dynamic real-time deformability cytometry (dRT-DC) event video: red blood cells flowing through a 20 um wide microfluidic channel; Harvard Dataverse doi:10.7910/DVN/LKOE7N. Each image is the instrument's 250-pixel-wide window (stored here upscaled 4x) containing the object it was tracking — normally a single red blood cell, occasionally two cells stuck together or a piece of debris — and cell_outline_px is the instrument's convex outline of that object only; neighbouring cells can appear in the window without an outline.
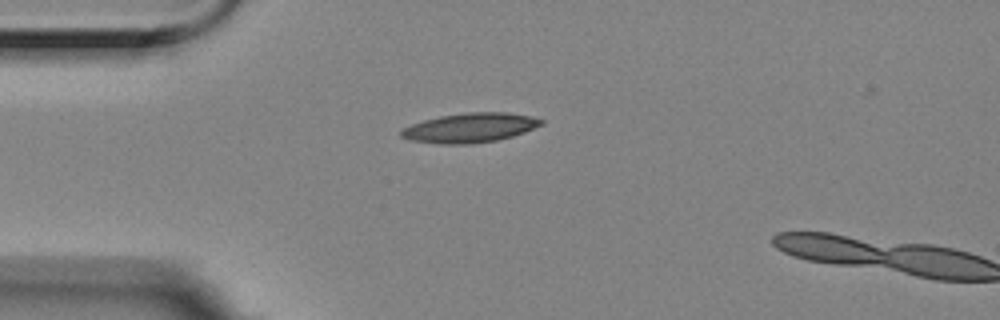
{"species": "Egyptian fruit bat (a non-hibernating species)", "species_latin": "Rousettus aegyptiacus", "temperature_condition": "room temperature", "stored_images_in_passage": 3, "camera_frame_rate_fps": 3000, "um_per_image_px": 0.085, "animal": {"sex": "female"}, "frame": {"image": 1, "passage_image": 1, "time_ms": 0.0, "image_size_px": [1000, 320], "cell_outline_px": [[544, 124], [524, 132], [512, 136], [496, 140], [472, 144], [440, 144], [412, 140], [400, 136], [400, 128], [424, 120], [440, 116], [464, 112], [508, 112], [532, 116], [544, 120]], "centroid_in_image_um": [39.95, 10.85], "position_along_channel_um": 45.0, "area_um2": 24.16}}